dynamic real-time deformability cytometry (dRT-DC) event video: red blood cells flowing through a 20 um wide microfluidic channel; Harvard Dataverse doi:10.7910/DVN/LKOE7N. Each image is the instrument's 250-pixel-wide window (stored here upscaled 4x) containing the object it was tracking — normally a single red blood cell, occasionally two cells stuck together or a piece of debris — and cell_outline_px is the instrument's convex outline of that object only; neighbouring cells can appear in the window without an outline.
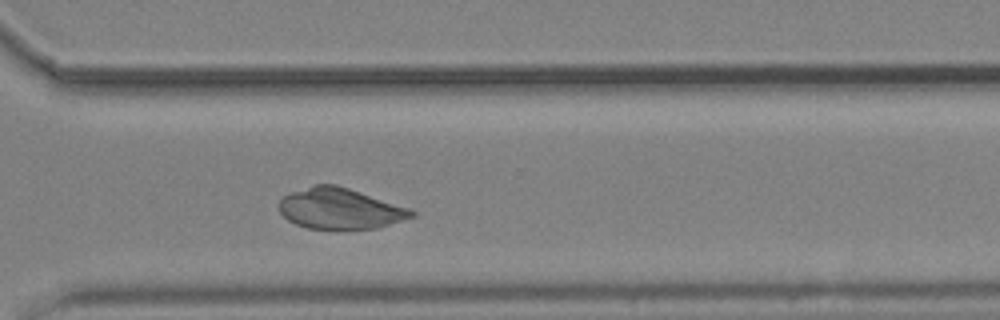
{"species": "common noctule bat (a hibernating species)", "species_latin": "Nyctalus noctula", "temperature_condition": "cold", "stored_images_in_passage": 39, "camera_frame_rate_fps": 3000, "um_per_image_px": 0.085, "animal": {"sex": "male", "body_mass_g": 19.2, "forearm_length_mm": 51.8}, "frame": {"image": 1, "passage_image": 32, "time_ms": 10.333, "image_size_px": [1000, 320], "cell_outline_px": [[416, 216], [376, 228], [308, 228], [296, 224], [288, 220], [280, 212], [280, 200], [284, 196], [292, 192], [312, 184], [336, 184], [408, 208], [416, 212]], "centroid_in_image_um": [28.89, 17.72], "position_along_channel_um": 341.7, "area_um2": 30.98}}